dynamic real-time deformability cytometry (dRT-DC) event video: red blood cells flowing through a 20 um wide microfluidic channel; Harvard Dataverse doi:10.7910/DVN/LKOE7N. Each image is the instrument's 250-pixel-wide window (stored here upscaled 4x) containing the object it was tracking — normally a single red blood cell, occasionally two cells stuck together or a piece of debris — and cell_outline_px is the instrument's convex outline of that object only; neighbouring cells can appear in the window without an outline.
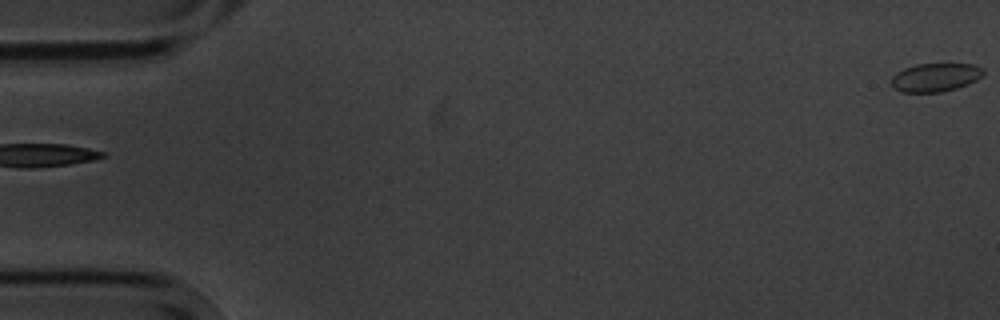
{"species": "common noctule bat (a hibernating species)", "species_latin": "Nyctalus noctula", "temperature_condition": "cold", "stored_images_in_passage": 6, "segment_of_instrument_passage": [2, 2], "camera_frame_rate_fps": 3000, "um_per_image_px": 0.085, "animal": {"sex": "male", "body_mass_g": 20.1, "forearm_length_mm": 53.5}, "frame": {"image": 1, "passage_image": 6, "time_ms": 6.0, "image_size_px": [1000, 320], "cell_outline_px": [[984, 72], [976, 80], [968, 84], [956, 88], [940, 92], [900, 92], [892, 88], [892, 76], [896, 72], [904, 68], [916, 64], [972, 64], [984, 68]], "centroid_in_image_um": [79.48, 6.58], "position_along_channel_um": 5.5, "area_um2": 15.26}}